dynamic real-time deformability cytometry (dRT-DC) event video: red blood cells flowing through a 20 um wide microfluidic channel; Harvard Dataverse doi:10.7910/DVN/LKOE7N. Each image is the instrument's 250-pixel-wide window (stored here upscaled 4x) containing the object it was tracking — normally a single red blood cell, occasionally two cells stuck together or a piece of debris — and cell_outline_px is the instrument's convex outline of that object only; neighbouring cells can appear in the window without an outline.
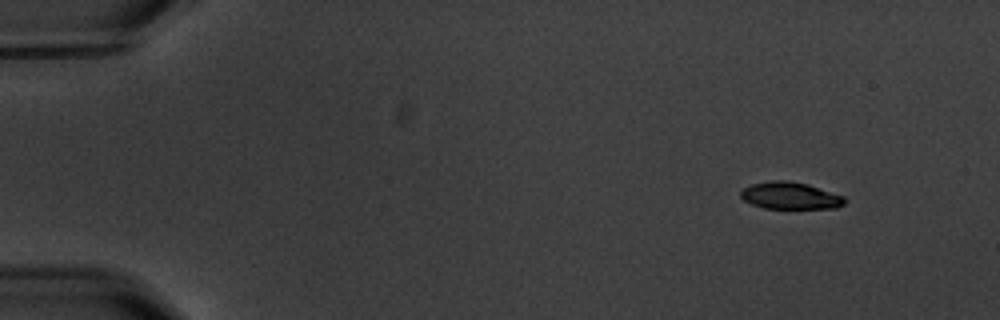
{"species": "common noctule bat (a hibernating species)", "species_latin": "Nyctalus noctula", "temperature_condition": "warm", "stored_images_in_passage": 6, "camera_frame_rate_fps": 3000, "um_per_image_px": 0.085, "animal": {"sex": "male", "body_mass_g": 20.1, "forearm_length_mm": 53.5}, "frame": {"image": 1, "passage_image": 1, "time_ms": 0.0, "image_size_px": [1000, 320], "cell_outline_px": [[848, 200], [844, 204], [836, 208], [764, 208], [752, 204], [744, 200], [740, 196], [740, 192], [744, 188], [752, 184], [772, 180], [788, 180], [808, 184], [844, 196]], "centroid_in_image_um": [67.19, 16.63], "position_along_channel_um": 17.8, "area_um2": 16.42}}
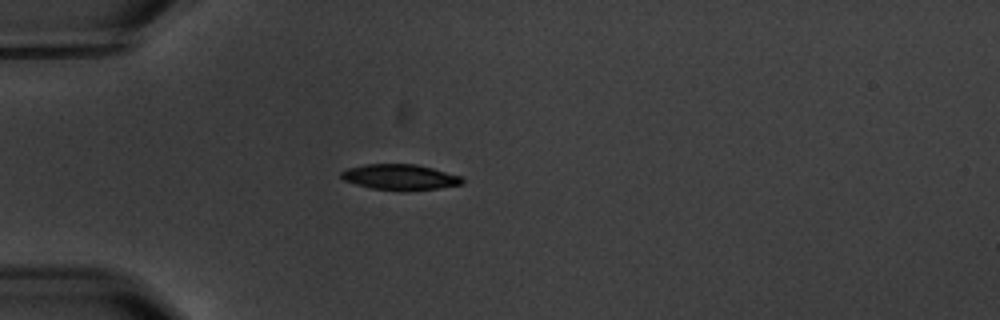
{"frame": {"image": 2, "passage_image": 4, "time_ms": 3.667, "image_size_px": [1000, 320], "cell_outline_px": [[464, 184], [436, 188], [404, 192], [372, 188], [356, 184], [344, 180], [340, 176], [340, 172], [348, 168], [368, 164], [416, 164], [432, 168], [460, 176], [464, 180]], "centroid_in_image_um": [34.0, 15.06], "position_along_channel_um": 51.0, "area_um2": 18.09}}